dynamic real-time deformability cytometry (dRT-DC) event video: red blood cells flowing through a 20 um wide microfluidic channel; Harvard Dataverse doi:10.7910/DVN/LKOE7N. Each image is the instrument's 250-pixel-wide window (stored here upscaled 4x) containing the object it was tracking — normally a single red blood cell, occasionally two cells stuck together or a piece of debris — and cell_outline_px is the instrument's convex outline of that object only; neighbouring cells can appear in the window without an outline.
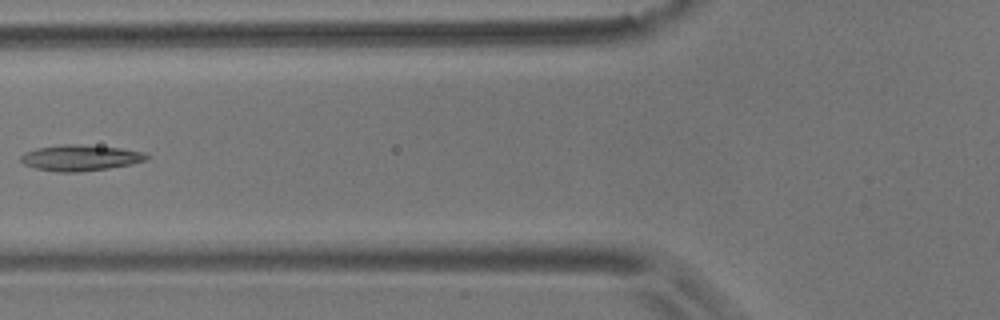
{"species": "common noctule bat (a hibernating species)", "species_latin": "Nyctalus noctula", "temperature_condition": "room temperature", "stored_images_in_passage": 7, "camera_frame_rate_fps": 3000, "um_per_image_px": 0.085, "animal": {"sex": "male", "body_mass_g": 17.9}, "frame": {"image": 1, "passage_image": 6, "time_ms": 1.667, "image_size_px": [1000, 320], "cell_outline_px": [[148, 160], [132, 164], [108, 168], [80, 172], [60, 172], [36, 168], [24, 164], [20, 160], [20, 156], [24, 152], [36, 148], [64, 144], [80, 144], [120, 148], [144, 152], [148, 156]], "centroid_in_image_um": [6.83, 13.41], "position_along_channel_um": 119.0, "area_um2": 19.02}}
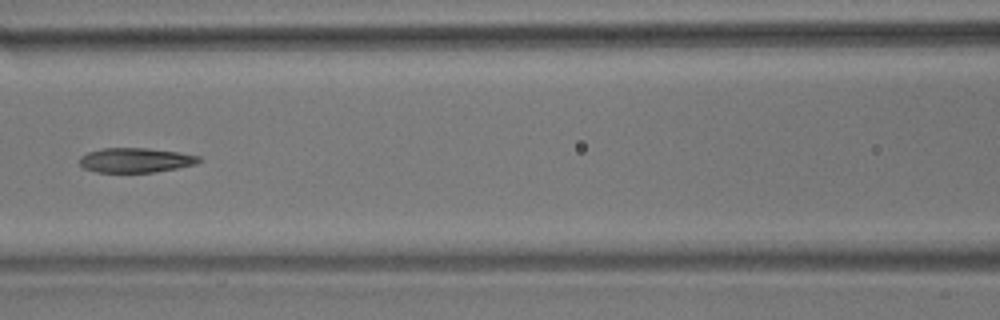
{"frame": {"image": 2, "passage_image": 7, "time_ms": 2.0, "image_size_px": [1000, 320], "cell_outline_px": [[200, 160], [196, 164], [156, 172], [96, 172], [84, 168], [80, 164], [80, 156], [88, 152], [104, 148], [144, 148], [180, 152], [200, 156]], "centroid_in_image_um": [11.52, 13.61], "position_along_channel_um": 155.1, "area_um2": 17.05}}